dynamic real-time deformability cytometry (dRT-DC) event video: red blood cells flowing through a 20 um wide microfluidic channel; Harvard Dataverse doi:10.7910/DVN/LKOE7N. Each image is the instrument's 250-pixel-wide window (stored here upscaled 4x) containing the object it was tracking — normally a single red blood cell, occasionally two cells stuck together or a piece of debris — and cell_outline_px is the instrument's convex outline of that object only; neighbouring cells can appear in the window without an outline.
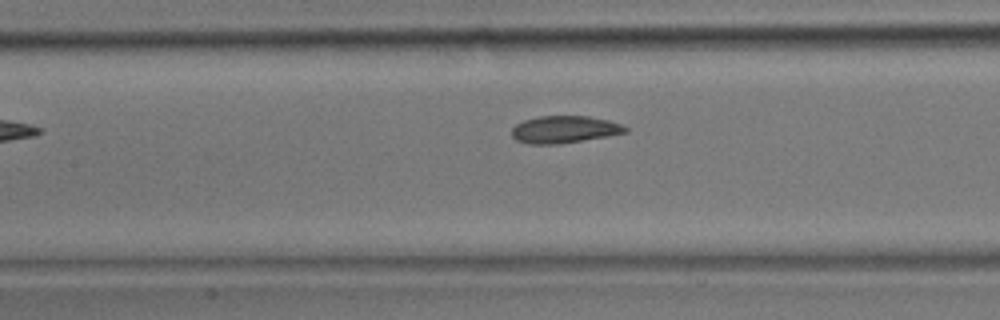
{"species": "common noctule bat (a hibernating species)", "species_latin": "Nyctalus noctula", "temperature_condition": "room temperature", "stored_images_in_passage": 7, "segment_of_instrument_passage": [1, 2], "camera_frame_rate_fps": 3000, "um_per_image_px": 0.085, "animal": {"sex": "male", "body_mass_g": 17.9}, "frame": {"image": 1, "passage_image": 6, "time_ms": 1.667, "image_size_px": [1000, 320], "cell_outline_px": [[628, 132], [608, 136], [560, 144], [528, 144], [516, 140], [512, 136], [512, 128], [516, 124], [524, 120], [540, 116], [588, 116], [608, 120], [620, 124], [628, 128]], "centroid_in_image_um": [47.96, 11.01], "position_along_channel_um": 159.4, "area_um2": 18.03}}